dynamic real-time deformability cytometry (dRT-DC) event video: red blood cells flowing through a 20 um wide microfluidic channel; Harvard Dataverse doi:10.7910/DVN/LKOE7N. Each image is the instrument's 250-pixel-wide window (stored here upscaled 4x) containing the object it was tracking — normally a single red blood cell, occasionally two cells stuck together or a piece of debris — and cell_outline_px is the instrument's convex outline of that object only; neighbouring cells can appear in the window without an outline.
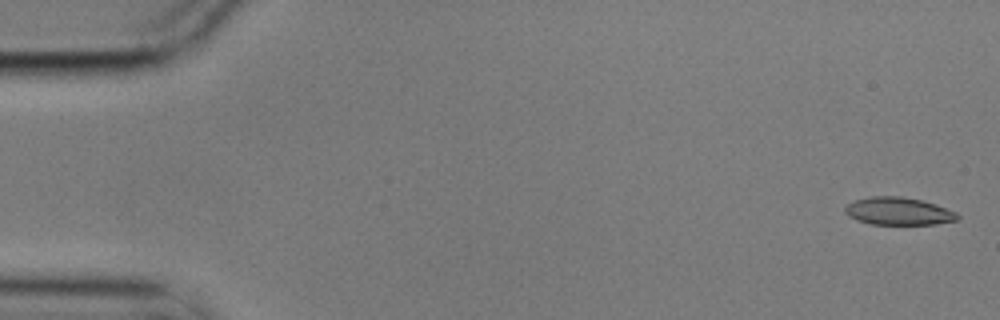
{"species": "common noctule bat (a hibernating species)", "species_latin": "Nyctalus noctula", "temperature_condition": "cold", "stored_images_in_passage": 6, "camera_frame_rate_fps": 3000, "um_per_image_px": 0.085, "animal": {"sex": "male", "body_mass_g": 17.9}, "frame": {"image": 1, "passage_image": 6, "time_ms": 1.667, "image_size_px": [1000, 320], "cell_outline_px": [[960, 216], [956, 220], [936, 224], [872, 224], [856, 220], [848, 216], [844, 212], [844, 208], [848, 204], [856, 200], [872, 196], [900, 196], [920, 200], [936, 204], [956, 212]], "centroid_in_image_um": [76.36, 17.95], "position_along_channel_um": 8.6, "area_um2": 18.03}}